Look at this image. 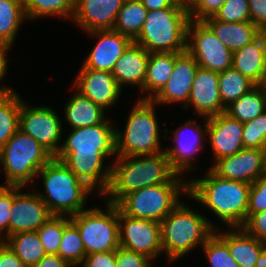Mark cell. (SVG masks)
Returning a JSON list of instances; mask_svg holds the SVG:
<instances>
[{
	"mask_svg": "<svg viewBox=\"0 0 266 267\" xmlns=\"http://www.w3.org/2000/svg\"><path fill=\"white\" fill-rule=\"evenodd\" d=\"M38 180L42 181L41 190L38 189ZM32 188L53 215L64 216H72L87 209V198L95 193L54 157L37 173Z\"/></svg>",
	"mask_w": 266,
	"mask_h": 267,
	"instance_id": "cell-5",
	"label": "cell"
},
{
	"mask_svg": "<svg viewBox=\"0 0 266 267\" xmlns=\"http://www.w3.org/2000/svg\"><path fill=\"white\" fill-rule=\"evenodd\" d=\"M263 86H264V88L266 90V79H265V82H264Z\"/></svg>",
	"mask_w": 266,
	"mask_h": 267,
	"instance_id": "cell-55",
	"label": "cell"
},
{
	"mask_svg": "<svg viewBox=\"0 0 266 267\" xmlns=\"http://www.w3.org/2000/svg\"><path fill=\"white\" fill-rule=\"evenodd\" d=\"M53 158L30 135L20 129L0 148L3 186L31 187L37 173Z\"/></svg>",
	"mask_w": 266,
	"mask_h": 267,
	"instance_id": "cell-8",
	"label": "cell"
},
{
	"mask_svg": "<svg viewBox=\"0 0 266 267\" xmlns=\"http://www.w3.org/2000/svg\"><path fill=\"white\" fill-rule=\"evenodd\" d=\"M255 86L250 79L241 75L234 68L219 73V93L225 108Z\"/></svg>",
	"mask_w": 266,
	"mask_h": 267,
	"instance_id": "cell-35",
	"label": "cell"
},
{
	"mask_svg": "<svg viewBox=\"0 0 266 267\" xmlns=\"http://www.w3.org/2000/svg\"><path fill=\"white\" fill-rule=\"evenodd\" d=\"M188 195V183H164L126 194L116 205L126 215L161 222Z\"/></svg>",
	"mask_w": 266,
	"mask_h": 267,
	"instance_id": "cell-10",
	"label": "cell"
},
{
	"mask_svg": "<svg viewBox=\"0 0 266 267\" xmlns=\"http://www.w3.org/2000/svg\"><path fill=\"white\" fill-rule=\"evenodd\" d=\"M176 53H150L144 82V100H152L172 75Z\"/></svg>",
	"mask_w": 266,
	"mask_h": 267,
	"instance_id": "cell-28",
	"label": "cell"
},
{
	"mask_svg": "<svg viewBox=\"0 0 266 267\" xmlns=\"http://www.w3.org/2000/svg\"><path fill=\"white\" fill-rule=\"evenodd\" d=\"M242 228L251 236L266 243V210L252 214Z\"/></svg>",
	"mask_w": 266,
	"mask_h": 267,
	"instance_id": "cell-45",
	"label": "cell"
},
{
	"mask_svg": "<svg viewBox=\"0 0 266 267\" xmlns=\"http://www.w3.org/2000/svg\"><path fill=\"white\" fill-rule=\"evenodd\" d=\"M251 22L259 29L266 27V0H248Z\"/></svg>",
	"mask_w": 266,
	"mask_h": 267,
	"instance_id": "cell-47",
	"label": "cell"
},
{
	"mask_svg": "<svg viewBox=\"0 0 266 267\" xmlns=\"http://www.w3.org/2000/svg\"><path fill=\"white\" fill-rule=\"evenodd\" d=\"M226 0H193L188 6L190 20L204 21L214 17Z\"/></svg>",
	"mask_w": 266,
	"mask_h": 267,
	"instance_id": "cell-43",
	"label": "cell"
},
{
	"mask_svg": "<svg viewBox=\"0 0 266 267\" xmlns=\"http://www.w3.org/2000/svg\"><path fill=\"white\" fill-rule=\"evenodd\" d=\"M176 1L179 2V3H182V4L186 5V6H189L190 3H191L193 0H176Z\"/></svg>",
	"mask_w": 266,
	"mask_h": 267,
	"instance_id": "cell-54",
	"label": "cell"
},
{
	"mask_svg": "<svg viewBox=\"0 0 266 267\" xmlns=\"http://www.w3.org/2000/svg\"><path fill=\"white\" fill-rule=\"evenodd\" d=\"M148 11L160 10L169 7H188L176 0H140Z\"/></svg>",
	"mask_w": 266,
	"mask_h": 267,
	"instance_id": "cell-51",
	"label": "cell"
},
{
	"mask_svg": "<svg viewBox=\"0 0 266 267\" xmlns=\"http://www.w3.org/2000/svg\"><path fill=\"white\" fill-rule=\"evenodd\" d=\"M147 14L148 10L140 0H125L113 30L134 40L139 35Z\"/></svg>",
	"mask_w": 266,
	"mask_h": 267,
	"instance_id": "cell-34",
	"label": "cell"
},
{
	"mask_svg": "<svg viewBox=\"0 0 266 267\" xmlns=\"http://www.w3.org/2000/svg\"><path fill=\"white\" fill-rule=\"evenodd\" d=\"M243 123L225 112L207 118V143L212 151L213 163L224 157L232 156L243 147Z\"/></svg>",
	"mask_w": 266,
	"mask_h": 267,
	"instance_id": "cell-17",
	"label": "cell"
},
{
	"mask_svg": "<svg viewBox=\"0 0 266 267\" xmlns=\"http://www.w3.org/2000/svg\"><path fill=\"white\" fill-rule=\"evenodd\" d=\"M152 262L147 256L121 246L116 250V267H153Z\"/></svg>",
	"mask_w": 266,
	"mask_h": 267,
	"instance_id": "cell-44",
	"label": "cell"
},
{
	"mask_svg": "<svg viewBox=\"0 0 266 267\" xmlns=\"http://www.w3.org/2000/svg\"><path fill=\"white\" fill-rule=\"evenodd\" d=\"M190 206L185 200L180 201L160 222L163 255L167 265L188 256L196 247L201 248L214 230L222 227Z\"/></svg>",
	"mask_w": 266,
	"mask_h": 267,
	"instance_id": "cell-4",
	"label": "cell"
},
{
	"mask_svg": "<svg viewBox=\"0 0 266 267\" xmlns=\"http://www.w3.org/2000/svg\"><path fill=\"white\" fill-rule=\"evenodd\" d=\"M51 105L32 104L23 100L20 108L19 129L35 139L53 157L60 150L65 133L63 119Z\"/></svg>",
	"mask_w": 266,
	"mask_h": 267,
	"instance_id": "cell-12",
	"label": "cell"
},
{
	"mask_svg": "<svg viewBox=\"0 0 266 267\" xmlns=\"http://www.w3.org/2000/svg\"><path fill=\"white\" fill-rule=\"evenodd\" d=\"M255 267H266V243H263V248L256 261Z\"/></svg>",
	"mask_w": 266,
	"mask_h": 267,
	"instance_id": "cell-52",
	"label": "cell"
},
{
	"mask_svg": "<svg viewBox=\"0 0 266 267\" xmlns=\"http://www.w3.org/2000/svg\"><path fill=\"white\" fill-rule=\"evenodd\" d=\"M186 50L201 68L217 73L232 68L233 53L203 21L189 22Z\"/></svg>",
	"mask_w": 266,
	"mask_h": 267,
	"instance_id": "cell-13",
	"label": "cell"
},
{
	"mask_svg": "<svg viewBox=\"0 0 266 267\" xmlns=\"http://www.w3.org/2000/svg\"><path fill=\"white\" fill-rule=\"evenodd\" d=\"M58 256L79 267L86 257L85 247L78 228L70 222L65 228L60 242Z\"/></svg>",
	"mask_w": 266,
	"mask_h": 267,
	"instance_id": "cell-36",
	"label": "cell"
},
{
	"mask_svg": "<svg viewBox=\"0 0 266 267\" xmlns=\"http://www.w3.org/2000/svg\"><path fill=\"white\" fill-rule=\"evenodd\" d=\"M190 21L188 7L148 11L143 27L133 42L150 53H182L187 48Z\"/></svg>",
	"mask_w": 266,
	"mask_h": 267,
	"instance_id": "cell-7",
	"label": "cell"
},
{
	"mask_svg": "<svg viewBox=\"0 0 266 267\" xmlns=\"http://www.w3.org/2000/svg\"><path fill=\"white\" fill-rule=\"evenodd\" d=\"M203 22L232 53L251 43L260 32V29L251 21L222 22L209 17Z\"/></svg>",
	"mask_w": 266,
	"mask_h": 267,
	"instance_id": "cell-27",
	"label": "cell"
},
{
	"mask_svg": "<svg viewBox=\"0 0 266 267\" xmlns=\"http://www.w3.org/2000/svg\"><path fill=\"white\" fill-rule=\"evenodd\" d=\"M149 57L150 52L132 42L116 61L111 72L122 90L126 87L137 88V92L141 94L138 96L140 100H144V82Z\"/></svg>",
	"mask_w": 266,
	"mask_h": 267,
	"instance_id": "cell-23",
	"label": "cell"
},
{
	"mask_svg": "<svg viewBox=\"0 0 266 267\" xmlns=\"http://www.w3.org/2000/svg\"><path fill=\"white\" fill-rule=\"evenodd\" d=\"M266 210V172L251 184L247 219L254 213Z\"/></svg>",
	"mask_w": 266,
	"mask_h": 267,
	"instance_id": "cell-41",
	"label": "cell"
},
{
	"mask_svg": "<svg viewBox=\"0 0 266 267\" xmlns=\"http://www.w3.org/2000/svg\"><path fill=\"white\" fill-rule=\"evenodd\" d=\"M0 267H26L16 254L4 243L0 244Z\"/></svg>",
	"mask_w": 266,
	"mask_h": 267,
	"instance_id": "cell-49",
	"label": "cell"
},
{
	"mask_svg": "<svg viewBox=\"0 0 266 267\" xmlns=\"http://www.w3.org/2000/svg\"><path fill=\"white\" fill-rule=\"evenodd\" d=\"M14 200V186L0 187V238L9 236L10 210Z\"/></svg>",
	"mask_w": 266,
	"mask_h": 267,
	"instance_id": "cell-42",
	"label": "cell"
},
{
	"mask_svg": "<svg viewBox=\"0 0 266 267\" xmlns=\"http://www.w3.org/2000/svg\"><path fill=\"white\" fill-rule=\"evenodd\" d=\"M191 111L193 116L200 119L210 118L225 112L219 93V73L198 67L188 104L183 108Z\"/></svg>",
	"mask_w": 266,
	"mask_h": 267,
	"instance_id": "cell-20",
	"label": "cell"
},
{
	"mask_svg": "<svg viewBox=\"0 0 266 267\" xmlns=\"http://www.w3.org/2000/svg\"><path fill=\"white\" fill-rule=\"evenodd\" d=\"M232 68L250 79L255 85H263L266 79V52L259 35L251 43L232 54Z\"/></svg>",
	"mask_w": 266,
	"mask_h": 267,
	"instance_id": "cell-26",
	"label": "cell"
},
{
	"mask_svg": "<svg viewBox=\"0 0 266 267\" xmlns=\"http://www.w3.org/2000/svg\"><path fill=\"white\" fill-rule=\"evenodd\" d=\"M164 183H188L186 176L171 167L165 151L153 155L117 156L112 162L110 184L102 200L117 204L130 192Z\"/></svg>",
	"mask_w": 266,
	"mask_h": 267,
	"instance_id": "cell-3",
	"label": "cell"
},
{
	"mask_svg": "<svg viewBox=\"0 0 266 267\" xmlns=\"http://www.w3.org/2000/svg\"><path fill=\"white\" fill-rule=\"evenodd\" d=\"M206 170L203 177L188 178L186 198L202 204L225 228L242 227L247 220L251 184L219 177L210 168Z\"/></svg>",
	"mask_w": 266,
	"mask_h": 267,
	"instance_id": "cell-2",
	"label": "cell"
},
{
	"mask_svg": "<svg viewBox=\"0 0 266 267\" xmlns=\"http://www.w3.org/2000/svg\"><path fill=\"white\" fill-rule=\"evenodd\" d=\"M34 267H75L56 254H47Z\"/></svg>",
	"mask_w": 266,
	"mask_h": 267,
	"instance_id": "cell-50",
	"label": "cell"
},
{
	"mask_svg": "<svg viewBox=\"0 0 266 267\" xmlns=\"http://www.w3.org/2000/svg\"><path fill=\"white\" fill-rule=\"evenodd\" d=\"M214 18L222 22L251 21L248 0H226Z\"/></svg>",
	"mask_w": 266,
	"mask_h": 267,
	"instance_id": "cell-40",
	"label": "cell"
},
{
	"mask_svg": "<svg viewBox=\"0 0 266 267\" xmlns=\"http://www.w3.org/2000/svg\"><path fill=\"white\" fill-rule=\"evenodd\" d=\"M3 242L26 267H34L47 255L37 231H26L6 237Z\"/></svg>",
	"mask_w": 266,
	"mask_h": 267,
	"instance_id": "cell-30",
	"label": "cell"
},
{
	"mask_svg": "<svg viewBox=\"0 0 266 267\" xmlns=\"http://www.w3.org/2000/svg\"><path fill=\"white\" fill-rule=\"evenodd\" d=\"M70 92L73 89L71 96L65 106L63 105V123L68 125L69 129L80 127H89L104 122L109 116L99 105L93 103L89 98L83 96L72 85ZM65 119V120H64Z\"/></svg>",
	"mask_w": 266,
	"mask_h": 267,
	"instance_id": "cell-25",
	"label": "cell"
},
{
	"mask_svg": "<svg viewBox=\"0 0 266 267\" xmlns=\"http://www.w3.org/2000/svg\"><path fill=\"white\" fill-rule=\"evenodd\" d=\"M104 209L95 205L70 216L78 228L86 255L115 251L119 244L118 206L104 200Z\"/></svg>",
	"mask_w": 266,
	"mask_h": 267,
	"instance_id": "cell-9",
	"label": "cell"
},
{
	"mask_svg": "<svg viewBox=\"0 0 266 267\" xmlns=\"http://www.w3.org/2000/svg\"><path fill=\"white\" fill-rule=\"evenodd\" d=\"M125 0H76L72 23L84 33L113 30Z\"/></svg>",
	"mask_w": 266,
	"mask_h": 267,
	"instance_id": "cell-22",
	"label": "cell"
},
{
	"mask_svg": "<svg viewBox=\"0 0 266 267\" xmlns=\"http://www.w3.org/2000/svg\"><path fill=\"white\" fill-rule=\"evenodd\" d=\"M136 100L128 111L124 126L122 124L124 129L116 125L117 156L153 155L165 151L161 139H166V129H162L157 117L159 106L152 100Z\"/></svg>",
	"mask_w": 266,
	"mask_h": 267,
	"instance_id": "cell-6",
	"label": "cell"
},
{
	"mask_svg": "<svg viewBox=\"0 0 266 267\" xmlns=\"http://www.w3.org/2000/svg\"><path fill=\"white\" fill-rule=\"evenodd\" d=\"M75 77L71 85L105 111L119 104L123 90L111 72L86 69L81 65Z\"/></svg>",
	"mask_w": 266,
	"mask_h": 267,
	"instance_id": "cell-16",
	"label": "cell"
},
{
	"mask_svg": "<svg viewBox=\"0 0 266 267\" xmlns=\"http://www.w3.org/2000/svg\"><path fill=\"white\" fill-rule=\"evenodd\" d=\"M86 35L96 40L84 62L82 61V66L86 69L112 72L116 61L133 42L128 36L114 30H94Z\"/></svg>",
	"mask_w": 266,
	"mask_h": 267,
	"instance_id": "cell-21",
	"label": "cell"
},
{
	"mask_svg": "<svg viewBox=\"0 0 266 267\" xmlns=\"http://www.w3.org/2000/svg\"><path fill=\"white\" fill-rule=\"evenodd\" d=\"M201 121L199 123L197 118L193 120L188 118L171 130L173 135H168L169 130L166 128L165 138L172 140V145H168L167 148L164 146V149L171 167L180 175L185 176L189 172L193 174L199 168L196 159H199L197 157L200 150L207 144V118L202 117Z\"/></svg>",
	"mask_w": 266,
	"mask_h": 267,
	"instance_id": "cell-11",
	"label": "cell"
},
{
	"mask_svg": "<svg viewBox=\"0 0 266 267\" xmlns=\"http://www.w3.org/2000/svg\"><path fill=\"white\" fill-rule=\"evenodd\" d=\"M210 169L219 177L252 184L266 172L265 149L243 148L218 159Z\"/></svg>",
	"mask_w": 266,
	"mask_h": 267,
	"instance_id": "cell-18",
	"label": "cell"
},
{
	"mask_svg": "<svg viewBox=\"0 0 266 267\" xmlns=\"http://www.w3.org/2000/svg\"><path fill=\"white\" fill-rule=\"evenodd\" d=\"M265 111L266 90L263 85H256L225 109L226 114L242 123L255 119Z\"/></svg>",
	"mask_w": 266,
	"mask_h": 267,
	"instance_id": "cell-31",
	"label": "cell"
},
{
	"mask_svg": "<svg viewBox=\"0 0 266 267\" xmlns=\"http://www.w3.org/2000/svg\"><path fill=\"white\" fill-rule=\"evenodd\" d=\"M116 124L117 122L107 118L97 125L69 129L54 157L62 161L99 197L109 187L112 160L117 157Z\"/></svg>",
	"mask_w": 266,
	"mask_h": 267,
	"instance_id": "cell-1",
	"label": "cell"
},
{
	"mask_svg": "<svg viewBox=\"0 0 266 267\" xmlns=\"http://www.w3.org/2000/svg\"><path fill=\"white\" fill-rule=\"evenodd\" d=\"M118 222L119 244L122 248L145 255L154 262L163 254L159 222L130 217L119 207Z\"/></svg>",
	"mask_w": 266,
	"mask_h": 267,
	"instance_id": "cell-14",
	"label": "cell"
},
{
	"mask_svg": "<svg viewBox=\"0 0 266 267\" xmlns=\"http://www.w3.org/2000/svg\"><path fill=\"white\" fill-rule=\"evenodd\" d=\"M199 65L186 50L176 53L173 72L164 88L152 99L159 107L179 103L184 108L189 101L195 73ZM165 104V105H164Z\"/></svg>",
	"mask_w": 266,
	"mask_h": 267,
	"instance_id": "cell-19",
	"label": "cell"
},
{
	"mask_svg": "<svg viewBox=\"0 0 266 267\" xmlns=\"http://www.w3.org/2000/svg\"><path fill=\"white\" fill-rule=\"evenodd\" d=\"M209 267H240L227 244L214 232L201 247Z\"/></svg>",
	"mask_w": 266,
	"mask_h": 267,
	"instance_id": "cell-38",
	"label": "cell"
},
{
	"mask_svg": "<svg viewBox=\"0 0 266 267\" xmlns=\"http://www.w3.org/2000/svg\"><path fill=\"white\" fill-rule=\"evenodd\" d=\"M26 21L24 0H0V43L13 48Z\"/></svg>",
	"mask_w": 266,
	"mask_h": 267,
	"instance_id": "cell-29",
	"label": "cell"
},
{
	"mask_svg": "<svg viewBox=\"0 0 266 267\" xmlns=\"http://www.w3.org/2000/svg\"><path fill=\"white\" fill-rule=\"evenodd\" d=\"M14 186V200L10 210L9 236L26 231H37L53 214L33 188Z\"/></svg>",
	"mask_w": 266,
	"mask_h": 267,
	"instance_id": "cell-15",
	"label": "cell"
},
{
	"mask_svg": "<svg viewBox=\"0 0 266 267\" xmlns=\"http://www.w3.org/2000/svg\"><path fill=\"white\" fill-rule=\"evenodd\" d=\"M79 267H116V250L86 255Z\"/></svg>",
	"mask_w": 266,
	"mask_h": 267,
	"instance_id": "cell-46",
	"label": "cell"
},
{
	"mask_svg": "<svg viewBox=\"0 0 266 267\" xmlns=\"http://www.w3.org/2000/svg\"><path fill=\"white\" fill-rule=\"evenodd\" d=\"M243 147L265 149L266 147V111L253 120L243 123Z\"/></svg>",
	"mask_w": 266,
	"mask_h": 267,
	"instance_id": "cell-39",
	"label": "cell"
},
{
	"mask_svg": "<svg viewBox=\"0 0 266 267\" xmlns=\"http://www.w3.org/2000/svg\"><path fill=\"white\" fill-rule=\"evenodd\" d=\"M70 216L53 215L37 230L47 254H58L64 228L70 223Z\"/></svg>",
	"mask_w": 266,
	"mask_h": 267,
	"instance_id": "cell-37",
	"label": "cell"
},
{
	"mask_svg": "<svg viewBox=\"0 0 266 267\" xmlns=\"http://www.w3.org/2000/svg\"><path fill=\"white\" fill-rule=\"evenodd\" d=\"M223 228L219 227L214 232L227 244L239 266L255 267L263 242L248 234L242 227Z\"/></svg>",
	"mask_w": 266,
	"mask_h": 267,
	"instance_id": "cell-24",
	"label": "cell"
},
{
	"mask_svg": "<svg viewBox=\"0 0 266 267\" xmlns=\"http://www.w3.org/2000/svg\"><path fill=\"white\" fill-rule=\"evenodd\" d=\"M10 48L4 44L0 43V93L9 91L13 88L11 86H7L5 83H1L3 80H5L6 74H8V67H9V55Z\"/></svg>",
	"mask_w": 266,
	"mask_h": 267,
	"instance_id": "cell-48",
	"label": "cell"
},
{
	"mask_svg": "<svg viewBox=\"0 0 266 267\" xmlns=\"http://www.w3.org/2000/svg\"><path fill=\"white\" fill-rule=\"evenodd\" d=\"M259 35L261 36L263 42H264V48L266 52V27L260 28Z\"/></svg>",
	"mask_w": 266,
	"mask_h": 267,
	"instance_id": "cell-53",
	"label": "cell"
},
{
	"mask_svg": "<svg viewBox=\"0 0 266 267\" xmlns=\"http://www.w3.org/2000/svg\"><path fill=\"white\" fill-rule=\"evenodd\" d=\"M21 97L15 89L0 93V148L19 130Z\"/></svg>",
	"mask_w": 266,
	"mask_h": 267,
	"instance_id": "cell-32",
	"label": "cell"
},
{
	"mask_svg": "<svg viewBox=\"0 0 266 267\" xmlns=\"http://www.w3.org/2000/svg\"><path fill=\"white\" fill-rule=\"evenodd\" d=\"M76 0H24L25 16L30 23L45 17L73 20Z\"/></svg>",
	"mask_w": 266,
	"mask_h": 267,
	"instance_id": "cell-33",
	"label": "cell"
}]
</instances>
